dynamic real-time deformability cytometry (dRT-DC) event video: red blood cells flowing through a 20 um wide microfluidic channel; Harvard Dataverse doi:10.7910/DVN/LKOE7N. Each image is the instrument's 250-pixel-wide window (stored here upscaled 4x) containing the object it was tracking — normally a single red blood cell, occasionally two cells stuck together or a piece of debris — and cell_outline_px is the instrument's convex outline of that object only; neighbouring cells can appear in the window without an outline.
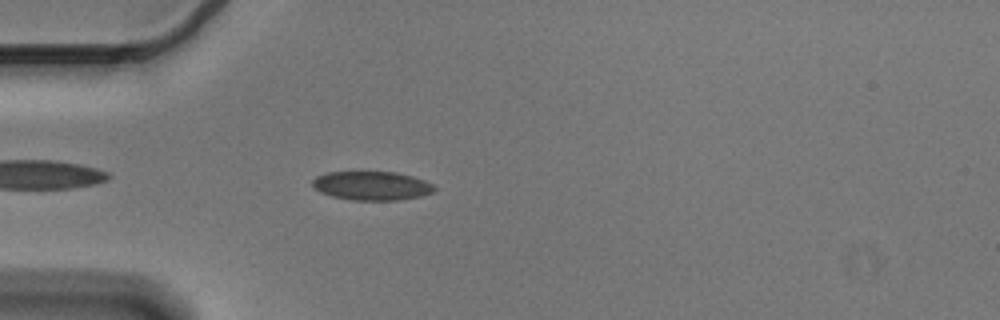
{"species": "Egyptian fruit bat (a non-hibernating species)", "species_latin": "Rousettus aegyptiacus", "temperature_condition": "cold", "stored_images_in_passage": 4, "camera_frame_rate_fps": 3000, "um_per_image_px": 0.085, "animal": {"sex": "male"}, "frame": {"image": 1, "passage_image": 4, "time_ms": 1.0, "image_size_px": [1000, 320], "cell_outline_px": [[436, 188], [432, 192], [420, 196], [396, 200], [352, 200], [332, 196], [320, 192], [312, 184], [312, 180], [316, 176], [328, 172], [396, 172], [412, 176], [424, 180], [432, 184]], "centroid_in_image_um": [31.59, 15.78], "position_along_channel_um": 53.4, "area_um2": 20.35}}